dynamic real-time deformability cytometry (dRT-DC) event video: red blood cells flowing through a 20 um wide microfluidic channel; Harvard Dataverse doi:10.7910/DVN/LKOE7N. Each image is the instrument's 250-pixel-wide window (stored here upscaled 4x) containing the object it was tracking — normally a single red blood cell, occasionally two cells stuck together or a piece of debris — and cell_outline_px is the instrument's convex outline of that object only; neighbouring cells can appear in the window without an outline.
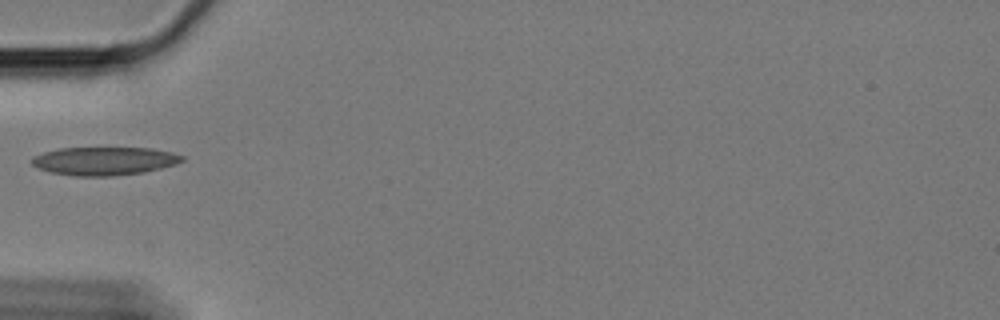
{"species": "Egyptian fruit bat (a non-hibernating species)", "species_latin": "Rousettus aegyptiacus", "temperature_condition": "cold", "stored_images_in_passage": 3, "camera_frame_rate_fps": 3000, "um_per_image_px": 0.085, "animal": {"sex": "female"}, "frame": {"image": 1, "passage_image": 1, "time_ms": 0.0, "image_size_px": [1000, 320], "cell_outline_px": [[184, 160], [160, 168], [144, 172], [112, 176], [76, 176], [52, 172], [40, 168], [32, 164], [32, 156], [44, 152], [60, 148], [152, 148], [172, 152], [184, 156]], "centroid_in_image_um": [8.87, 13.68], "position_along_channel_um": 76.1, "area_um2": 24.51}}